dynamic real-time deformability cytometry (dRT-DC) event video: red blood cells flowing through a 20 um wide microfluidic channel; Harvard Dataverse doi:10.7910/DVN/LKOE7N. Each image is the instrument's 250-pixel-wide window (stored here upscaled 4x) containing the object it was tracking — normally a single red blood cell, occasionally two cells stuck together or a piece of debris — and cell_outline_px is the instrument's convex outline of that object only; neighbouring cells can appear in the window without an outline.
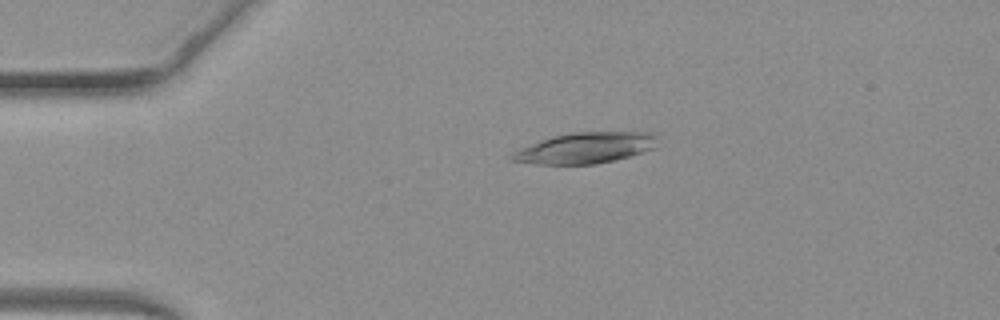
{"species": "common noctule bat (a hibernating species)", "species_latin": "Nyctalus noctula", "temperature_condition": "warm", "stored_images_in_passage": 50, "camera_frame_rate_fps": 3000, "um_per_image_px": 0.085, "animal": {"sex": "female", "body_mass_g": 19.3, "forearm_length_mm": 54.1}, "frame": {"image": 1, "passage_image": 11, "time_ms": 3.333, "image_size_px": [1000, 320], "cell_outline_px": [[660, 136], [656, 148], [616, 160], [596, 164], [536, 164], [508, 160], [508, 156], [512, 152], [540, 140], [552, 136], [572, 132], [656, 132]], "centroid_in_image_um": [49.8, 12.57], "position_along_channel_um": 35.2, "area_um2": 26.59}}
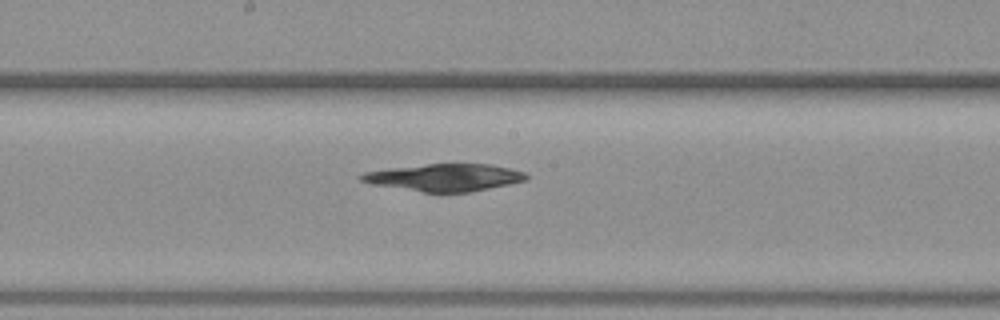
{"frame": {"image": 2, "passage_image": 27, "time_ms": 8.667, "image_size_px": [1000, 320], "cell_outline_px": [[528, 180], [468, 192], [424, 192], [372, 184], [360, 180], [360, 176], [364, 172], [388, 168], [428, 164], [492, 164], [524, 172], [528, 176]], "centroid_in_image_um": [37.79, 15.08], "position_along_channel_um": 210.4, "area_um2": 25.89}}
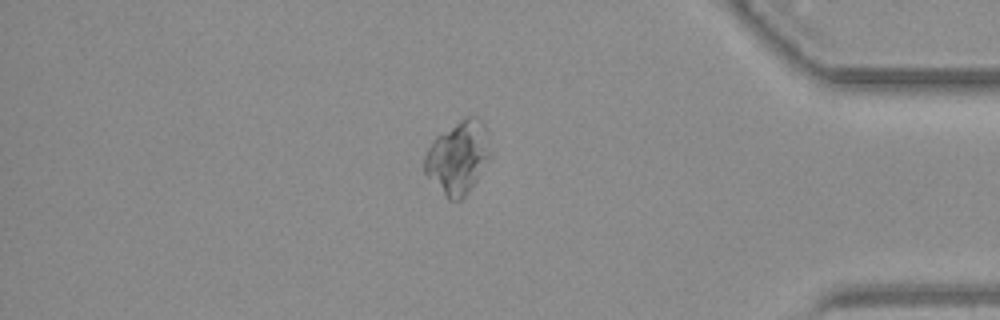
{"frame": {"image": 3, "passage_image": 43, "time_ms": 14.0, "image_size_px": [1000, 320], "cell_outline_px": [[492, 152], [476, 180], [468, 192], [460, 200], [448, 200], [424, 172], [424, 156], [432, 140], [436, 136], [464, 116], [476, 116], [484, 124], [488, 132]], "centroid_in_image_um": [38.93, 13.34], "position_along_channel_um": 396.3, "area_um2": 28.03}}